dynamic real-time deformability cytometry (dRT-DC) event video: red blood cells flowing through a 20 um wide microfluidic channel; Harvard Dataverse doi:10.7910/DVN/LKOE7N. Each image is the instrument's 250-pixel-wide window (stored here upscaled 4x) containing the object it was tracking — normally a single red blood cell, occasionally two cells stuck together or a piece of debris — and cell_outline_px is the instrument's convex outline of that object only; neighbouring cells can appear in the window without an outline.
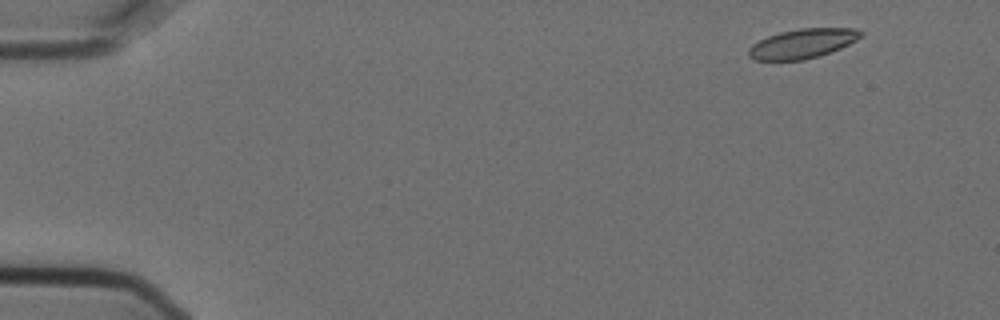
{"species": "Egyptian fruit bat (a non-hibernating species)", "species_latin": "Rousettus aegyptiacus", "temperature_condition": "cold", "stored_images_in_passage": 7, "camera_frame_rate_fps": 3000, "um_per_image_px": 0.085, "animal": {"sex": "female"}, "frame": {"image": 1, "passage_image": 1, "time_ms": 0.0, "image_size_px": [1000, 320], "cell_outline_px": [[864, 32], [856, 40], [840, 48], [804, 60], [752, 60], [748, 56], [748, 48], [752, 44], [768, 36], [780, 32], [800, 28], [852, 28]], "centroid_in_image_um": [68.16, 3.7], "position_along_channel_um": 16.8, "area_um2": 19.07}}
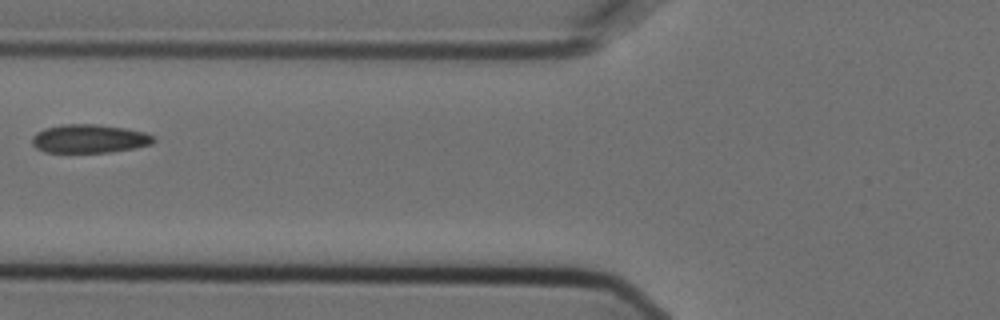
{"frame": {"image": 2, "passage_image": 6, "time_ms": 1.667, "image_size_px": [1000, 320], "cell_outline_px": [[156, 140], [152, 144], [136, 148], [108, 152], [44, 152], [36, 148], [32, 144], [32, 136], [36, 132], [44, 128], [60, 124], [96, 124], [124, 128], [144, 132], [152, 136]], "centroid_in_image_um": [7.56, 11.79], "position_along_channel_um": 118.2, "area_um2": 20.29}}
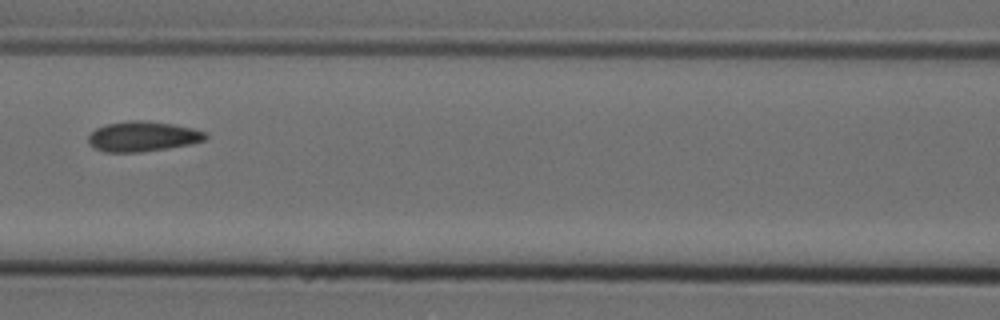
{"frame": {"image": 3, "passage_image": 7, "time_ms": 2.0, "image_size_px": [1000, 320], "cell_outline_px": [[208, 136], [204, 140], [192, 144], [168, 148], [140, 152], [104, 152], [88, 144], [88, 136], [96, 128], [108, 124], [132, 120], [144, 120], [172, 124], [192, 128], [204, 132]], "centroid_in_image_um": [12.12, 11.6], "position_along_channel_um": 154.5, "area_um2": 20.46}}